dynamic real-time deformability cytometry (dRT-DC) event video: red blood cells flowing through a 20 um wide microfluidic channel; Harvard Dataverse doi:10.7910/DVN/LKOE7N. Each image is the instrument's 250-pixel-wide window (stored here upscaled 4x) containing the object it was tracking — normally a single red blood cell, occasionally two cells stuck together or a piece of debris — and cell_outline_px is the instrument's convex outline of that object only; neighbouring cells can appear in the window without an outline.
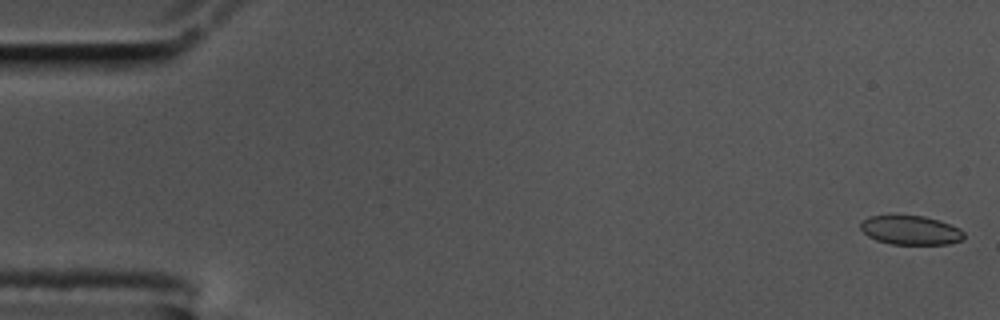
{"species": "common noctule bat (a hibernating species)", "species_latin": "Nyctalus noctula", "temperature_condition": "cold", "stored_images_in_passage": 58, "camera_frame_rate_fps": 3000, "um_per_image_px": 0.085, "animal": {"sex": "male", "body_mass_g": 17.5, "forearm_length_mm": 52.3}, "frame": {"image": 1, "passage_image": 1, "time_ms": 0.0, "image_size_px": [1000, 320], "cell_outline_px": [[964, 236], [960, 240], [948, 244], [892, 244], [876, 240], [868, 236], [860, 228], [860, 224], [868, 216], [892, 212], [924, 216], [940, 220], [960, 228], [964, 232]], "centroid_in_image_um": [77.35, 19.51], "position_along_channel_um": 7.6, "area_um2": 18.21}}
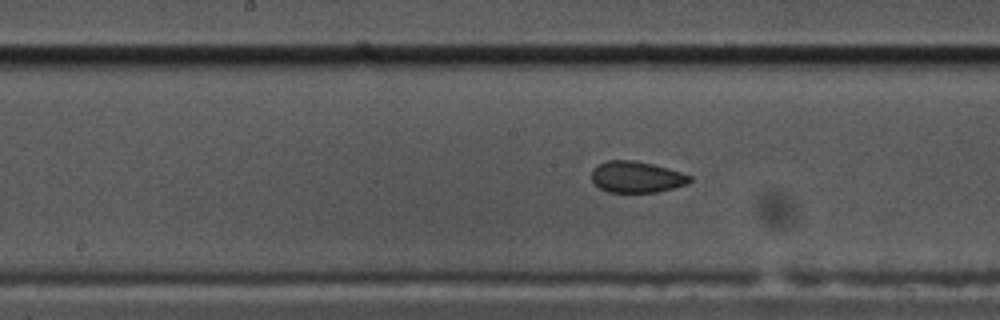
{"frame": {"image": 2, "passage_image": 29, "time_ms": 9.333, "image_size_px": [1000, 320], "cell_outline_px": [[692, 180], [688, 184], [656, 192], [608, 192], [600, 188], [592, 180], [592, 168], [596, 164], [608, 160], [632, 160], [652, 164], [680, 172], [692, 176]], "centroid_in_image_um": [54.08, 15.04], "position_along_channel_um": 194.1, "area_um2": 17.86}}
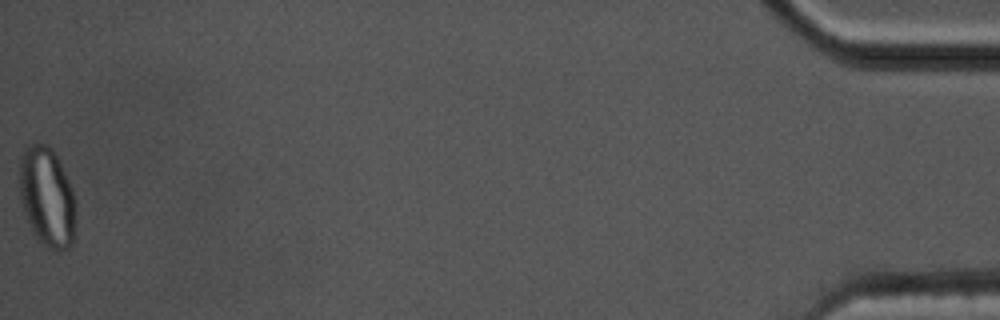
{"frame": {"image": 3, "passage_image": 58, "time_ms": 19.0, "image_size_px": [1000, 320], "cell_outline_px": [[76, 236], [72, 244], [68, 248], [48, 248], [32, 232], [24, 212], [20, 200], [20, 156], [32, 144], [48, 144], [52, 148], [72, 188], [76, 200]], "centroid_in_image_um": [4.03, 16.77], "position_along_channel_um": 431.2, "area_um2": 32.66}}